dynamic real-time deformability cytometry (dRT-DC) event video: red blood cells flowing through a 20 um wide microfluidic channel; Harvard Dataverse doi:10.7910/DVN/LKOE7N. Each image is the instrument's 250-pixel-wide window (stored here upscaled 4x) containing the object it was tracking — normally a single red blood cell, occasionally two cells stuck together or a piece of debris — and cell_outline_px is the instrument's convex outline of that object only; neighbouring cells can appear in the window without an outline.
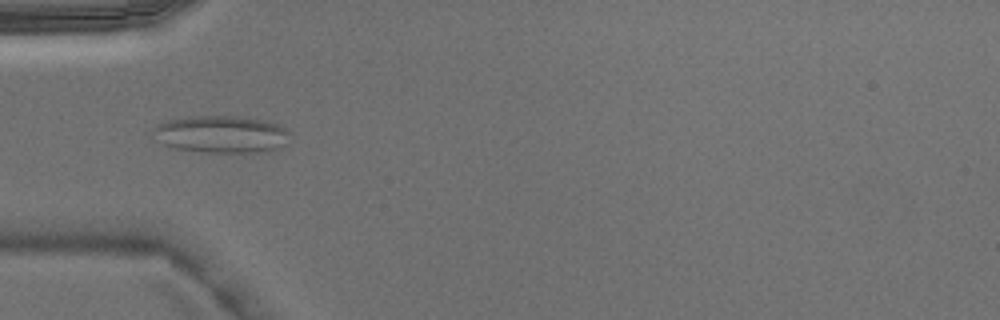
{"species": "Egyptian fruit bat (a non-hibernating species)", "species_latin": "Rousettus aegyptiacus", "temperature_condition": "warm", "stored_images_in_passage": 5, "camera_frame_rate_fps": 3000, "um_per_image_px": 0.085, "animal": {"sex": "male"}, "frame": {"image": 1, "passage_image": 5, "time_ms": 1.333, "image_size_px": [1000, 320], "cell_outline_px": [[292, 136], [288, 144], [268, 152], [200, 152], [176, 148], [164, 144], [152, 132], [152, 128], [156, 124], [168, 120], [188, 116], [236, 116], [268, 120], [280, 124]], "centroid_in_image_um": [18.88, 11.4], "position_along_channel_um": 66.1, "area_um2": 30.11}}